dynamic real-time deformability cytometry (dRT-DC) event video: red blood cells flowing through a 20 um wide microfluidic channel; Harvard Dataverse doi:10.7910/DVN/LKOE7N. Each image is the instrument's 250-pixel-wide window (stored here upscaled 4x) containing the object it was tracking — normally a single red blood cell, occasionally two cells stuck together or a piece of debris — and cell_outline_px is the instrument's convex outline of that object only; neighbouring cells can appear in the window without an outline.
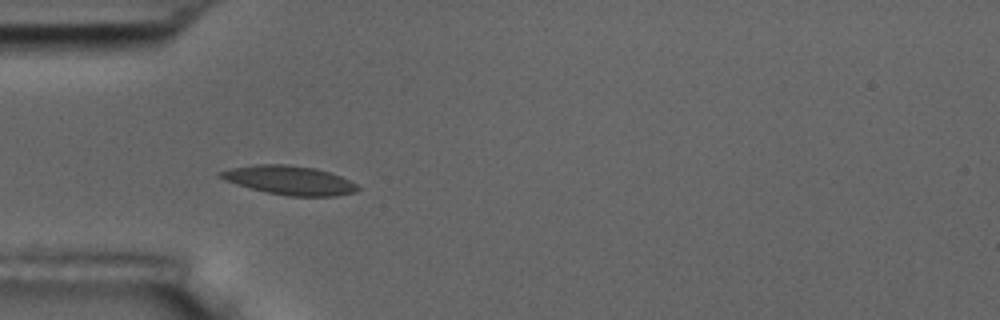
{"species": "common noctule bat (a hibernating species)", "species_latin": "Nyctalus noctula", "temperature_condition": "room temperature", "stored_images_in_passage": 8, "camera_frame_rate_fps": 3000, "um_per_image_px": 0.085, "animal": {"sex": "male", "body_mass_g": 17.5, "forearm_length_mm": 52.3}, "frame": {"image": 1, "passage_image": 5, "time_ms": 4.667, "image_size_px": [1000, 320], "cell_outline_px": [[360, 188], [356, 192], [336, 196], [288, 196], [268, 192], [236, 184], [224, 180], [216, 176], [216, 172], [232, 168], [256, 164], [284, 164], [316, 168], [340, 176], [356, 184]], "centroid_in_image_um": [24.57, 15.32], "position_along_channel_um": 60.4, "area_um2": 23.06}}
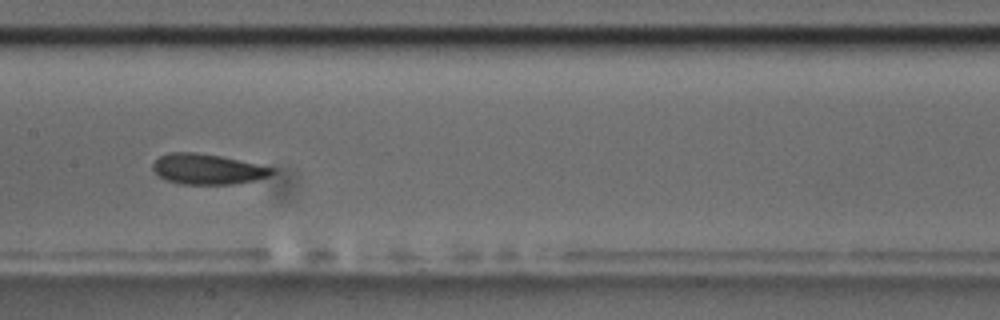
{"frame": {"image": 2, "passage_image": 8, "time_ms": 8.333, "image_size_px": [1000, 320], "cell_outline_px": [[276, 168], [268, 176], [256, 180], [232, 184], [180, 184], [168, 180], [160, 176], [152, 168], [152, 164], [160, 156], [168, 152], [196, 152], [220, 156]], "centroid_in_image_um": [17.63, 14.37], "position_along_channel_um": 189.8, "area_um2": 20.92}}